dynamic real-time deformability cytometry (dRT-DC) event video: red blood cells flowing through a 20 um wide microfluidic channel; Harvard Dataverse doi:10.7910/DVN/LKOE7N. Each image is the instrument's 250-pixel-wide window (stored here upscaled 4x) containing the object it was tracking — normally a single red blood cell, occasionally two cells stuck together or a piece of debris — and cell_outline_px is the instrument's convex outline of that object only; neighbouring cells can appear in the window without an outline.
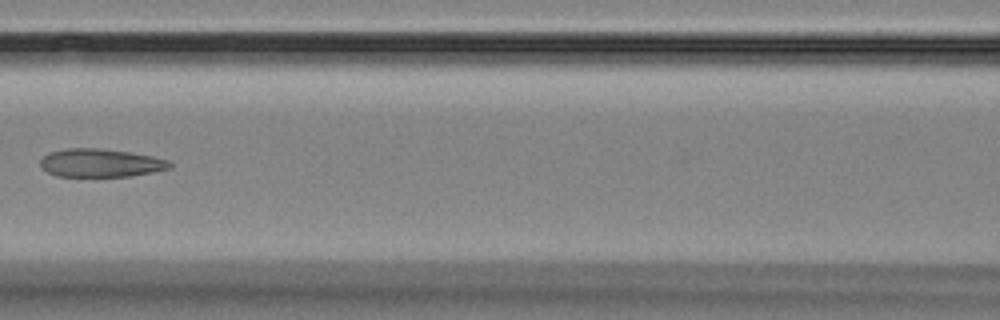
{"species": "Egyptian fruit bat (a non-hibernating species)", "species_latin": "Rousettus aegyptiacus", "temperature_condition": "room temperature", "stored_images_in_passage": 12, "camera_frame_rate_fps": 3000, "um_per_image_px": 0.085, "animal": {"sex": "female"}, "frame": {"image": 1, "passage_image": 3, "time_ms": 2.333, "image_size_px": [1000, 320], "cell_outline_px": [[172, 168], [132, 176], [56, 176], [40, 168], [40, 160], [44, 156], [52, 152], [68, 148], [96, 148], [128, 152], [152, 156], [168, 160], [172, 164]], "centroid_in_image_um": [8.55, 13.86], "position_along_channel_um": 158.0, "area_um2": 21.15}}
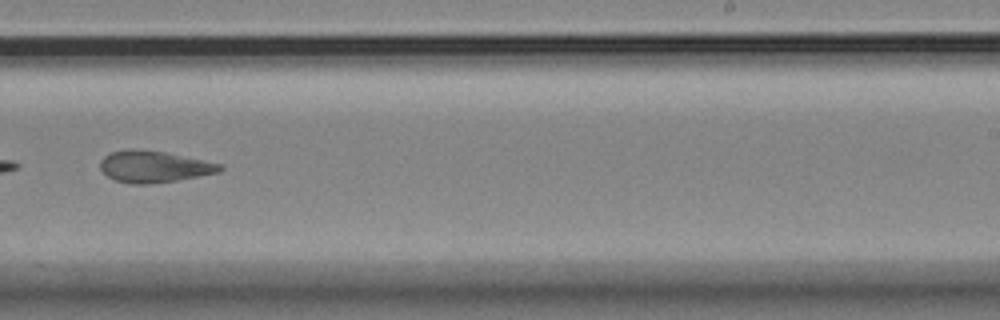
{"frame": {"image": 2, "passage_image": 6, "time_ms": 5.667, "image_size_px": [1000, 320], "cell_outline_px": [[224, 168], [220, 172], [200, 176], [152, 184], [132, 184], [116, 180], [108, 176], [100, 168], [100, 160], [104, 156], [112, 152], [128, 148], [132, 148], [164, 152], [220, 164]], "centroid_in_image_um": [13.06, 14.16], "position_along_channel_um": 275.9, "area_um2": 21.85}}
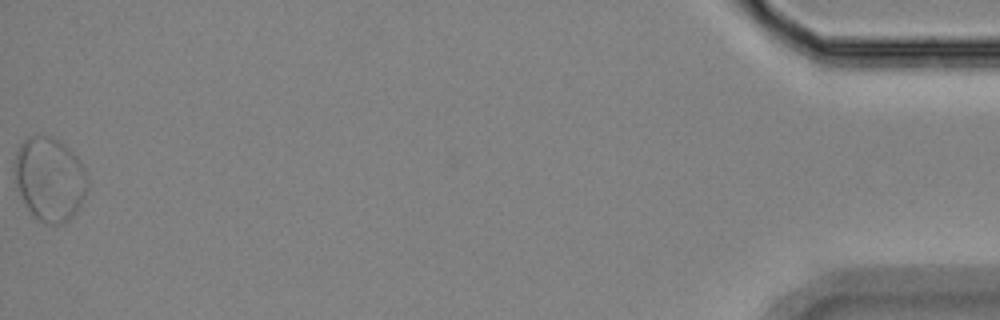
{"frame": {"image": 3, "passage_image": 12, "time_ms": 12.667, "image_size_px": [1000, 320], "cell_outline_px": [[88, 188], [80, 204], [72, 216], [64, 224], [44, 224], [36, 220], [32, 216], [20, 192], [16, 180], [16, 152], [20, 144], [28, 136], [52, 136], [60, 140], [76, 156], [84, 168], [88, 176]], "centroid_in_image_um": [4.25, 15.23], "position_along_channel_um": 431.0, "area_um2": 35.37}}